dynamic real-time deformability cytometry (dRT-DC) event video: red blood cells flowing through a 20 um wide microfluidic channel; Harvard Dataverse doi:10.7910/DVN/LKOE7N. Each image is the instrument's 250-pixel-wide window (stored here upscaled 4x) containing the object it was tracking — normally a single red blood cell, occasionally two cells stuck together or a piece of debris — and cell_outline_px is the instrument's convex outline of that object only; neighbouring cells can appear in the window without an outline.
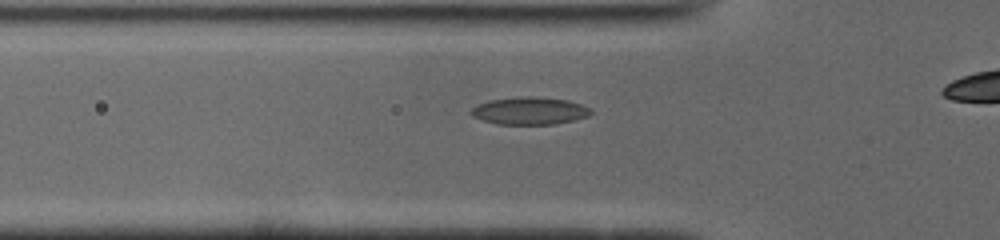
{"species": "common noctule bat (a hibernating species)", "species_latin": "Nyctalus noctula", "temperature_condition": "cold", "stored_images_in_passage": 35, "camera_frame_rate_fps": 3000, "um_per_image_px": 0.085, "animal": {"sex": "male", "body_mass_g": 19.0, "forearm_length_mm": 50.8}, "frame": {"image": 1, "passage_image": 7, "time_ms": 2.0, "image_size_px": [1000, 240], "cell_outline_px": [[592, 112], [588, 116], [556, 124], [496, 124], [472, 116], [472, 108], [476, 104], [488, 100], [520, 96], [528, 96], [568, 100], [592, 108]], "centroid_in_image_um": [45.01, 9.41], "position_along_channel_um": 80.8, "area_um2": 19.13}}
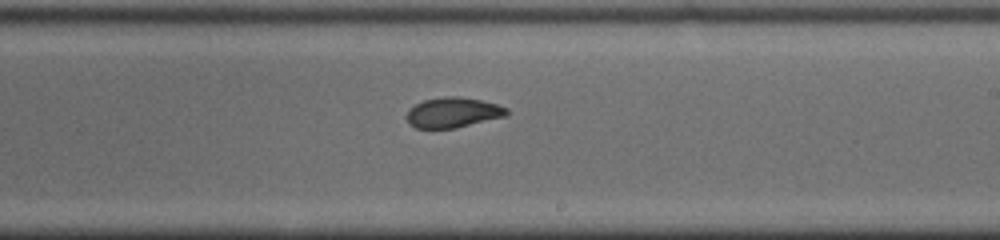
{"frame": {"image": 2, "passage_image": 20, "time_ms": 6.333, "image_size_px": [1000, 240], "cell_outline_px": [[508, 112], [504, 116], [456, 128], [416, 128], [408, 120], [408, 112], [416, 104], [424, 100], [444, 96], [460, 96], [480, 100], [496, 104], [508, 108]], "centroid_in_image_um": [38.53, 9.55], "position_along_channel_um": 250.5, "area_um2": 17.22}}
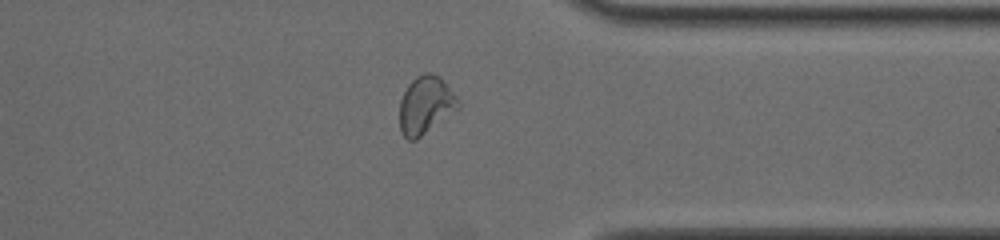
{"frame": {"image": 3, "passage_image": 30, "time_ms": 9.667, "image_size_px": [1000, 240], "cell_outline_px": [[460, 104], [456, 108], [416, 140], [408, 140], [400, 132], [400, 100], [408, 84], [416, 76], [424, 72], [432, 72], [440, 76], [456, 96]], "centroid_in_image_um": [36.13, 8.9], "position_along_channel_um": 375.3, "area_um2": 19.36}, "authors_computed_cell_mechanics": {"area_um2": 18.496, "velocity_mm_per_s": 3.9254, "shape_relaxation_time_tau1_ms": 3.9544, "shape_relaxation_time_tau2_ms": 2.0129, "deformation_change_tau1": 0.1378, "deformation_change_tau2": 0.0653}}